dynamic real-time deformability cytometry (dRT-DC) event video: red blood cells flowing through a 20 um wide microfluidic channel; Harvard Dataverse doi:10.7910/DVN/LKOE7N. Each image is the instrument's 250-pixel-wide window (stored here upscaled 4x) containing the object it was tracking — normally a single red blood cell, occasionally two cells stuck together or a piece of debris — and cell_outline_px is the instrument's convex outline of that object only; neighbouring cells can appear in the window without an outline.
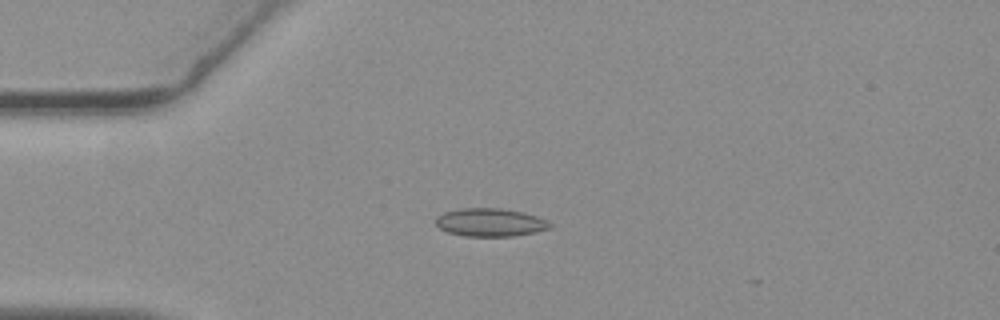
{"species": "common noctule bat (a hibernating species)", "species_latin": "Nyctalus noctula", "temperature_condition": "warm", "stored_images_in_passage": 37, "camera_frame_rate_fps": 3000, "um_per_image_px": 0.085, "animal": {"sex": "female", "body_mass_g": 19.3, "forearm_length_mm": 54.1}, "frame": {"image": 1, "passage_image": 1, "time_ms": 0.0, "image_size_px": [1000, 320], "cell_outline_px": [[552, 224], [548, 228], [536, 232], [512, 236], [464, 236], [448, 232], [440, 228], [436, 224], [436, 216], [444, 212], [464, 208], [500, 208], [520, 212], [536, 216]], "centroid_in_image_um": [41.62, 18.9], "position_along_channel_um": 43.4, "area_um2": 18.44}}
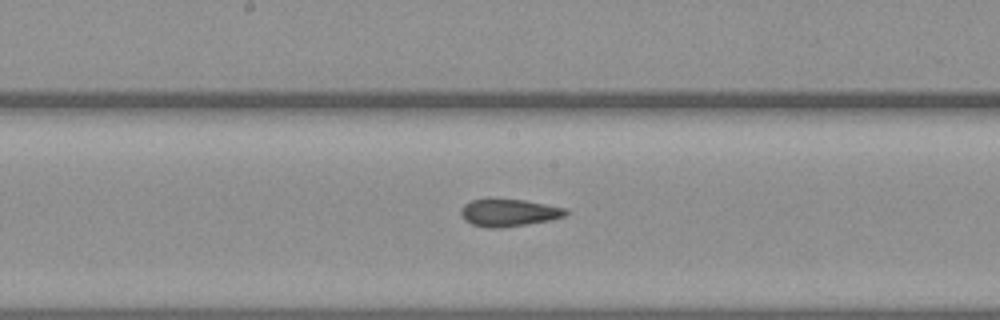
{"frame": {"image": 2, "passage_image": 16, "time_ms": 5.0, "image_size_px": [1000, 320], "cell_outline_px": [[568, 212], [564, 216], [548, 220], [504, 228], [484, 228], [472, 224], [464, 220], [460, 212], [460, 208], [464, 204], [472, 200], [524, 200], [564, 208]], "centroid_in_image_um": [43.19, 18.1], "position_along_channel_um": 205.0, "area_um2": 16.42}}
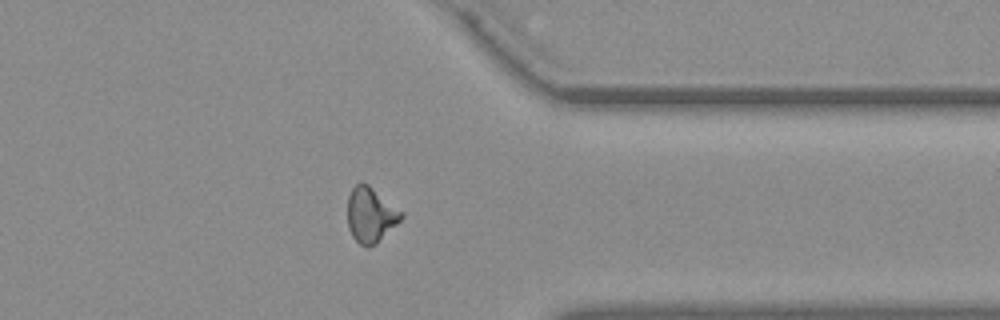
{"frame": {"image": 3, "passage_image": 31, "time_ms": 10.0, "image_size_px": [1000, 320], "cell_outline_px": [[404, 216], [376, 244], [368, 248], [360, 244], [352, 236], [348, 228], [348, 196], [352, 188], [360, 180], [368, 184], [404, 212]], "centroid_in_image_um": [31.5, 18.25], "position_along_channel_um": 379.9, "area_um2": 17.34}, "authors_computed_cell_mechanics": {"area_um2": 16.9354, "velocity_mm_per_s": 3.6661, "shape_relaxation_time_tau1_ms": null, "shape_relaxation_time_tau2_ms": 2.5415, "deformation_change_tau1": null, "deformation_change_tau2": 0.0907}}